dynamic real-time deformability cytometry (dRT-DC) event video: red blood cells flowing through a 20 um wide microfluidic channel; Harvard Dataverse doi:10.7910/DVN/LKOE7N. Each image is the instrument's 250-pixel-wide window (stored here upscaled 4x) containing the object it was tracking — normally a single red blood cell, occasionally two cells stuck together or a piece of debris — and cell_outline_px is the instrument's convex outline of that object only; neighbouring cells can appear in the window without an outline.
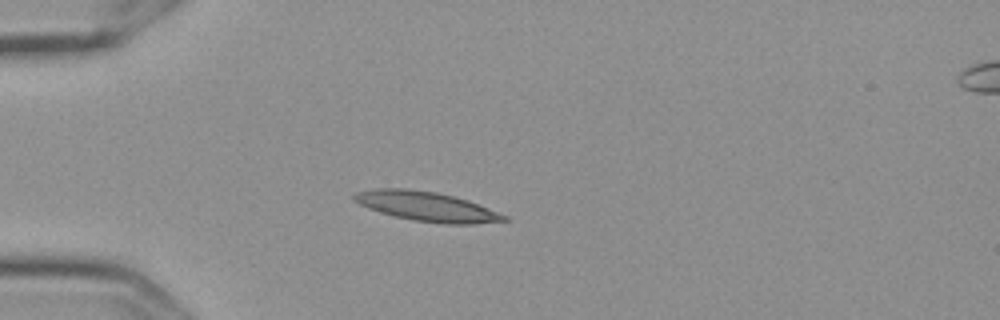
{"species": "Egyptian fruit bat (a non-hibernating species)", "species_latin": "Rousettus aegyptiacus", "temperature_condition": "cold", "stored_images_in_passage": 42, "camera_frame_rate_fps": 3000, "um_per_image_px": 0.085, "frame": {"image": 1, "passage_image": 1, "time_ms": 0.0, "image_size_px": [1000, 320], "cell_outline_px": [[508, 220], [476, 224], [444, 224], [412, 220], [380, 212], [368, 208], [352, 200], [352, 196], [356, 192], [376, 188], [408, 188], [436, 192], [468, 200], [508, 216]], "centroid_in_image_um": [36.25, 17.54], "position_along_channel_um": 48.7, "area_um2": 25.78}}
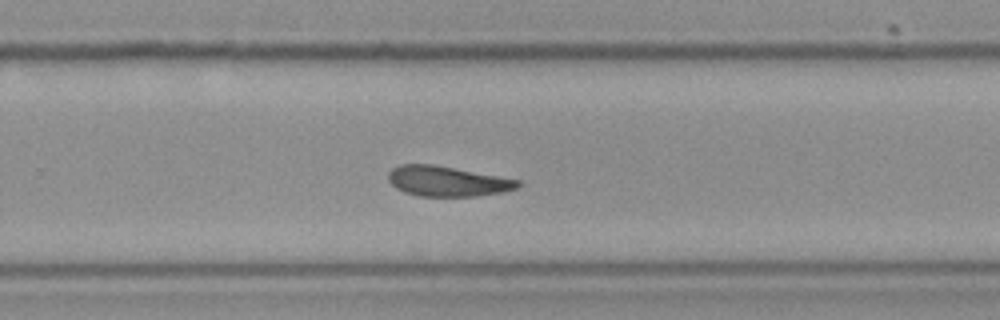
{"frame": {"image": 2, "passage_image": 23, "time_ms": 7.333, "image_size_px": [1000, 320], "cell_outline_px": [[520, 184], [516, 188], [504, 192], [476, 196], [420, 196], [404, 192], [396, 188], [388, 180], [388, 172], [392, 168], [400, 164], [432, 164], [520, 180]], "centroid_in_image_um": [37.99, 15.4], "position_along_channel_um": 291.8, "area_um2": 22.66}}
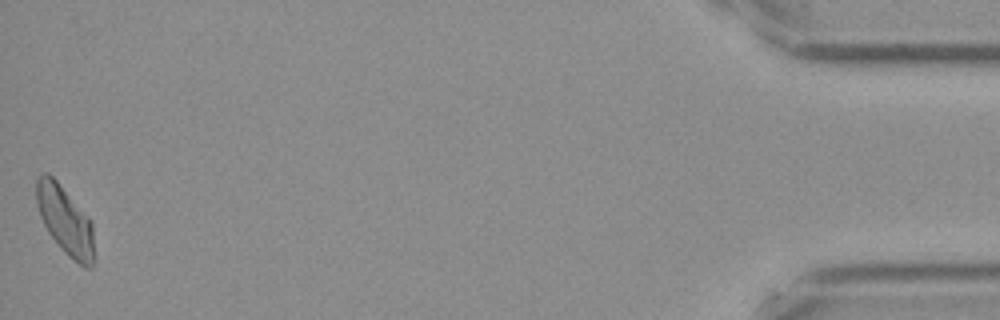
{"frame": {"image": 3, "passage_image": 42, "time_ms": 13.667, "image_size_px": [1000, 320], "cell_outline_px": [[96, 260], [92, 268], [84, 268], [68, 256], [64, 252], [48, 232], [40, 216], [36, 204], [36, 176], [44, 172], [48, 172], [56, 180], [92, 224]], "centroid_in_image_um": [5.54, 18.79], "position_along_channel_um": 429.7, "area_um2": 23.0}, "authors_computed_cell_mechanics": {"area_um2": 23.2356, "velocity_mm_per_s": 3.5726, "shape_relaxation_time_tau1_ms": null, "shape_relaxation_time_tau2_ms": 9.4975, "deformation_change_tau1": null, "deformation_change_tau2": 0.1866}}